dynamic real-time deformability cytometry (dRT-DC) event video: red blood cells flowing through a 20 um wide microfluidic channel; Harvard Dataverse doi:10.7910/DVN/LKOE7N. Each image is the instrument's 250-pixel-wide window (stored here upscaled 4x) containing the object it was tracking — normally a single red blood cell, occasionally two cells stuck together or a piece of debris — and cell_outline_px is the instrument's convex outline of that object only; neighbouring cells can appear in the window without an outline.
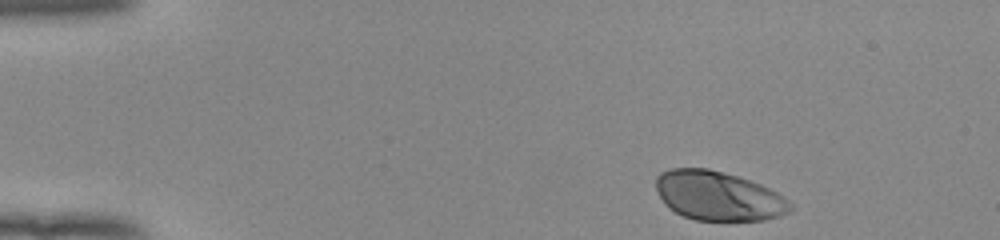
{"species": "human", "species_latin": "Homo sapiens", "temperature_condition": "room temperature", "stored_images_in_passage": 39, "camera_frame_rate_fps": 3000, "um_per_image_px": 0.085, "donor": {"sex": "female"}, "frame": {"image": 1, "passage_image": 1, "time_ms": 0.0, "image_size_px": [1000, 240], "cell_outline_px": [[792, 208], [788, 212], [780, 216], [764, 220], [696, 220], [684, 216], [668, 208], [664, 204], [656, 192], [656, 176], [660, 172], [672, 168], [708, 168], [736, 176], [760, 184], [784, 196], [792, 204]], "centroid_in_image_um": [61.03, 16.65], "position_along_channel_um": 24.0, "area_um2": 38.55}}
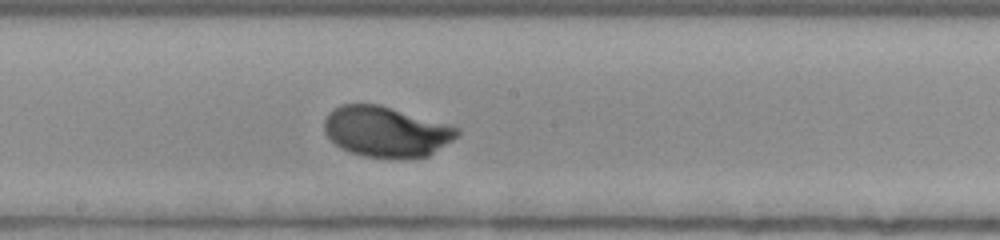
{"frame": {"image": 2, "passage_image": 23, "time_ms": 7.333, "image_size_px": [1000, 240], "cell_outline_px": [[460, 132], [452, 140], [428, 156], [364, 156], [348, 152], [340, 148], [324, 132], [324, 120], [328, 112], [332, 108], [340, 104], [380, 104], [448, 124], [460, 128]], "centroid_in_image_um": [32.77, 11.15], "position_along_channel_um": 215.4, "area_um2": 38.67}}
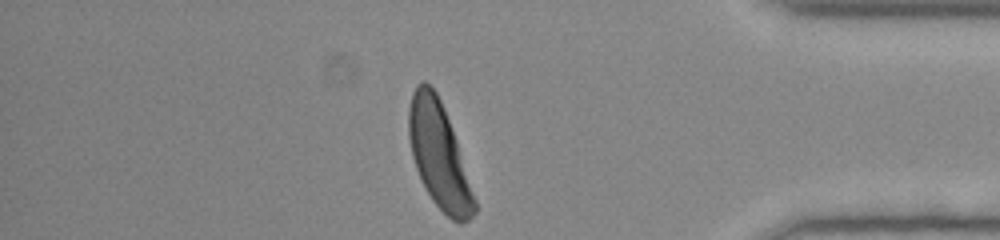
{"frame": {"image": 3, "passage_image": 39, "time_ms": 12.667, "image_size_px": [1000, 240], "cell_outline_px": [[476, 212], [468, 220], [460, 224], [452, 220], [432, 200], [416, 168], [412, 156], [408, 136], [408, 108], [412, 92], [416, 84], [420, 80], [424, 80], [436, 92], [444, 108], [456, 140], [476, 200]], "centroid_in_image_um": [37.3, 13.17], "position_along_channel_um": 397.9, "area_um2": 40.0}, "authors_computed_cell_mechanics": {"area_um2": 38.5526, "velocity_mm_per_s": 3.9151, "shape_relaxation_time_tau1_ms": 1.9968, "shape_relaxation_time_tau2_ms": null, "deformation_change_tau1": 0.1427, "deformation_change_tau2": null}}